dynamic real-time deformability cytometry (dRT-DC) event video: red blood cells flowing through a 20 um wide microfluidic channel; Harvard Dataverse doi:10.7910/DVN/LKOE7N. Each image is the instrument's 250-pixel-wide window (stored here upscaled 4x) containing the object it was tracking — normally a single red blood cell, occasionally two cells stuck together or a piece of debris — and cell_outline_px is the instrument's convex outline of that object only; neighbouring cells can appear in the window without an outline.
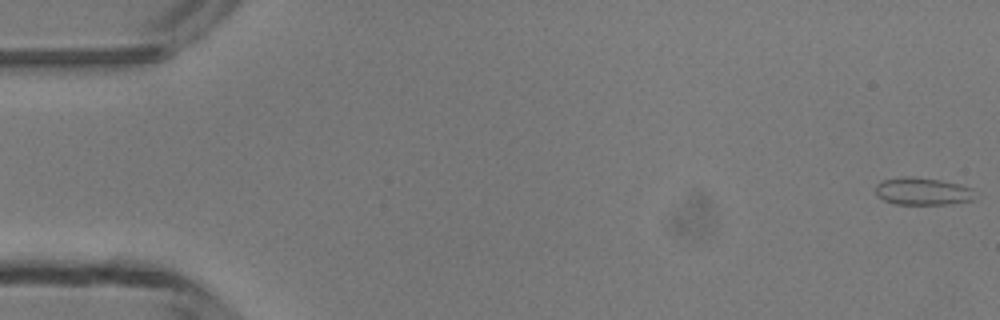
{"species": "common noctule bat (a hibernating species)", "species_latin": "Nyctalus noctula", "temperature_condition": "room temperature", "stored_images_in_passage": 48, "camera_frame_rate_fps": 3000, "um_per_image_px": 0.085, "animal": {"sex": "male", "body_mass_g": 13.3}, "frame": {"image": 1, "passage_image": 1, "time_ms": 0.0, "image_size_px": [1000, 320], "cell_outline_px": [[972, 200], [948, 204], [896, 204], [884, 200], [876, 192], [876, 184], [880, 180], [900, 176], [908, 176], [940, 180], [960, 184], [972, 188]], "centroid_in_image_um": [78.37, 16.24], "position_along_channel_um": 6.6, "area_um2": 15.78}}
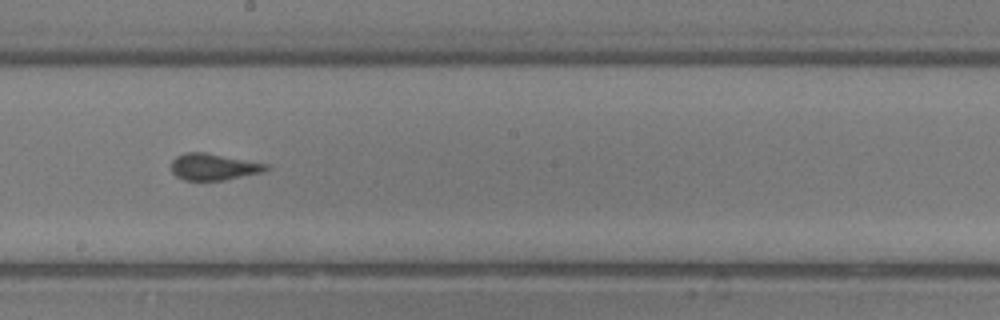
{"frame": {"image": 2, "passage_image": 27, "time_ms": 8.667, "image_size_px": [1000, 320], "cell_outline_px": [[272, 168], [260, 172], [224, 180], [184, 180], [176, 176], [172, 172], [172, 160], [176, 156], [184, 152], [204, 152], [268, 164]], "centroid_in_image_um": [18.13, 14.17], "position_along_channel_um": 230.1, "area_um2": 14.57}}
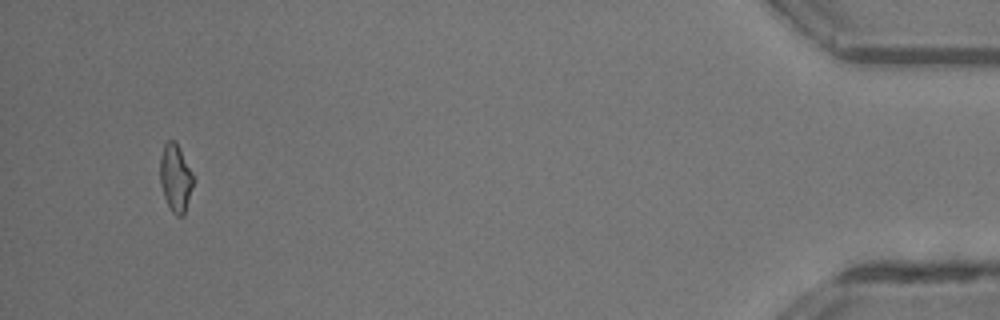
{"frame": {"image": 3, "passage_image": 46, "time_ms": 15.0, "image_size_px": [1000, 320], "cell_outline_px": [[196, 180], [184, 216], [176, 216], [172, 212], [164, 196], [160, 184], [160, 156], [164, 144], [168, 140], [176, 140]], "centroid_in_image_um": [14.95, 15.13], "position_along_channel_um": 420.3, "area_um2": 13.47}, "authors_computed_cell_mechanics": {"area_um2": 14.6234, "velocity_mm_per_s": 4.2934, "shape_relaxation_time_tau1_ms": 9.3292, "shape_relaxation_time_tau2_ms": null, "deformation_change_tau1": 0.1683, "deformation_change_tau2": null}}